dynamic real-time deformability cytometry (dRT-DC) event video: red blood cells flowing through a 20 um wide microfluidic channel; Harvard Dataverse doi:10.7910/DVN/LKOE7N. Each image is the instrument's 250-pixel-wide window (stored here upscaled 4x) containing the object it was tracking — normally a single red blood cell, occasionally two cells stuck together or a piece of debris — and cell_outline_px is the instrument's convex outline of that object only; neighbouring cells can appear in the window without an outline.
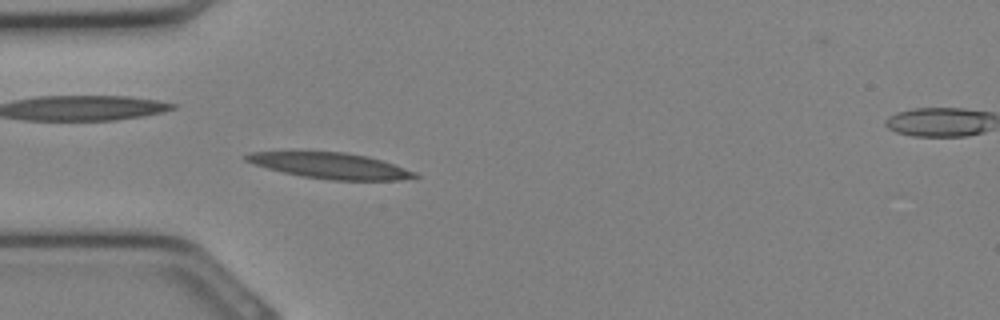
{"species": "Egyptian fruit bat (a non-hibernating species)", "species_latin": "Rousettus aegyptiacus", "temperature_condition": "cold", "stored_images_in_passage": 29, "camera_frame_rate_fps": 3000, "um_per_image_px": 0.085, "animal": {"sex": "female"}, "frame": {"image": 1, "passage_image": 8, "time_ms": 2.333, "image_size_px": [1000, 320], "cell_outline_px": [[420, 176], [400, 180], [332, 180], [304, 176], [284, 172], [268, 168], [244, 160], [244, 156], [252, 152], [344, 152], [368, 156], [416, 172]], "centroid_in_image_um": [28.12, 14.08], "position_along_channel_um": 56.9, "area_um2": 24.85}}
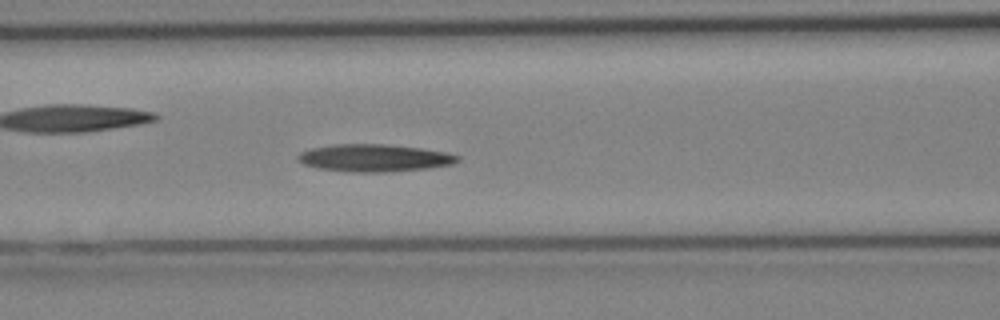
{"frame": {"image": 2, "passage_image": 12, "time_ms": 3.667, "image_size_px": [1000, 320], "cell_outline_px": [[460, 160], [452, 164], [428, 168], [388, 172], [348, 172], [316, 168], [304, 164], [296, 160], [296, 156], [300, 152], [312, 148], [332, 144], [388, 144], [420, 148], [448, 152], [460, 156]], "centroid_in_image_um": [31.8, 13.42], "position_along_channel_um": 134.8, "area_um2": 25.78}}
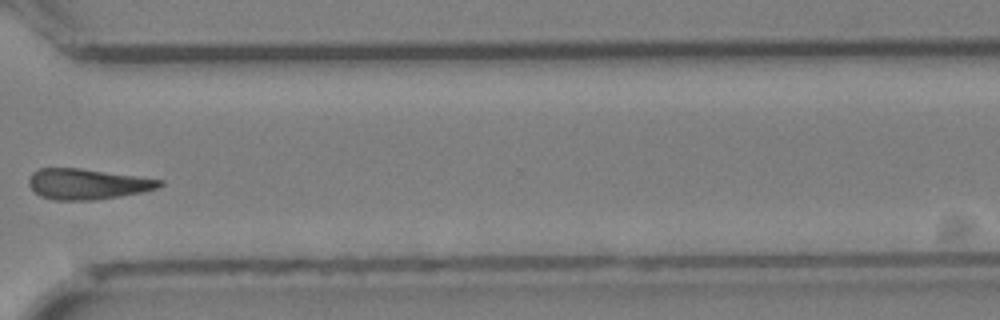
{"frame": {"image": 3, "passage_image": 23, "time_ms": 7.333, "image_size_px": [1000, 320], "cell_outline_px": [[164, 184], [156, 188], [140, 192], [120, 196], [92, 200], [56, 200], [40, 196], [28, 184], [28, 180], [32, 172], [40, 168], [80, 168], [164, 180]], "centroid_in_image_um": [7.4, 15.64], "position_along_channel_um": 363.2, "area_um2": 23.12}}